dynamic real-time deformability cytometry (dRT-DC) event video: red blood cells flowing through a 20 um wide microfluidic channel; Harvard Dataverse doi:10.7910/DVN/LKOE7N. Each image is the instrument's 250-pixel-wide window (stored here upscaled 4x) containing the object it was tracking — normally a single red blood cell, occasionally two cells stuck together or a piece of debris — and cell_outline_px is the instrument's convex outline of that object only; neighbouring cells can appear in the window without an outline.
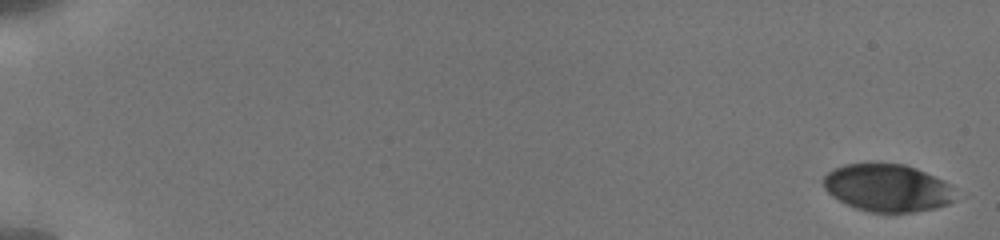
{"species": "human", "species_latin": "Homo sapiens", "temperature_condition": "cold", "stored_images_in_passage": 76, "camera_frame_rate_fps": 3000, "um_per_image_px": 0.085, "donor": {"sex": "male"}, "frame": {"image": 1, "passage_image": 1, "time_ms": 0.0, "image_size_px": [1000, 240], "cell_outline_px": [[952, 200], [948, 204], [936, 208], [912, 212], [868, 212], [856, 208], [832, 196], [824, 188], [824, 176], [832, 168], [844, 164], [904, 164], [916, 168], [948, 184]], "centroid_in_image_um": [75.35, 15.97], "position_along_channel_um": 9.6, "area_um2": 35.78}}
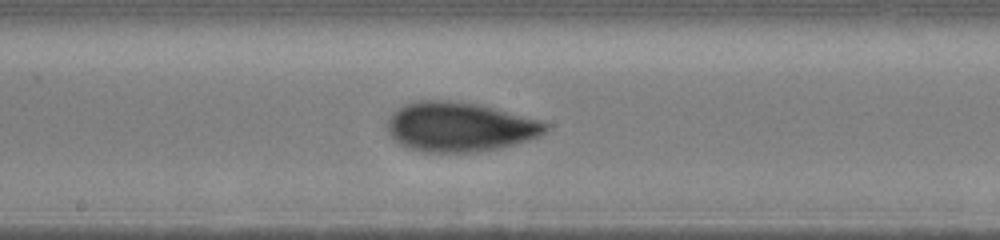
{"frame": {"image": 2, "passage_image": 44, "time_ms": 10.333, "image_size_px": [1000, 240], "cell_outline_px": [[548, 128], [540, 136], [528, 140], [500, 148], [476, 152], [424, 152], [408, 148], [400, 144], [388, 132], [388, 120], [392, 112], [404, 104], [416, 100], [448, 100], [480, 104], [496, 108], [540, 120], [548, 124]], "centroid_in_image_um": [39.07, 10.78], "position_along_channel_um": 209.1, "area_um2": 45.78}}
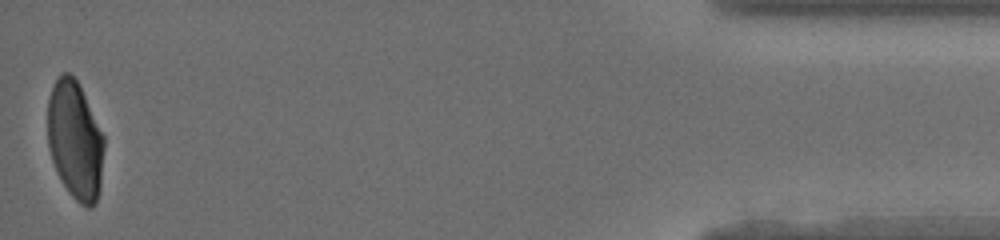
{"frame": {"image": 3, "passage_image": 75, "time_ms": 18.0, "image_size_px": [1000, 240], "cell_outline_px": [[104, 148], [100, 188], [96, 200], [92, 208], [88, 208], [80, 204], [68, 192], [52, 160], [48, 144], [48, 100], [52, 88], [60, 72], [68, 72], [76, 80], [104, 136]], "centroid_in_image_um": [6.38, 11.94], "position_along_channel_um": 428.8, "area_um2": 38.44}, "authors_computed_cell_mechanics": {"area_um2": 42.3096, "velocity_mm_per_s": 3.8387, "shape_relaxation_time_tau1_ms": 3.7068, "shape_relaxation_time_tau2_ms": 1.1897, "deformation_change_tau1": 0.1334, "deformation_change_tau2": 0.0503}}